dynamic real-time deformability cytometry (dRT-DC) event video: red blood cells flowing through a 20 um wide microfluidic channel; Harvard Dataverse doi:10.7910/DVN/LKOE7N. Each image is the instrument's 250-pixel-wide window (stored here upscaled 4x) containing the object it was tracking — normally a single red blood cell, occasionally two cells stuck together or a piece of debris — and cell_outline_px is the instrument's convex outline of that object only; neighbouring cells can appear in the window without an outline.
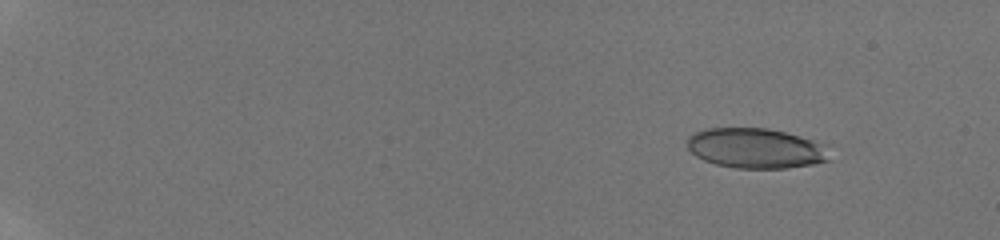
{"species": "human", "species_latin": "Homo sapiens", "temperature_condition": "room temperature", "stored_images_in_passage": 26, "camera_frame_rate_fps": 3000, "um_per_image_px": 0.085, "donor": {"sex": "male"}, "frame": {"image": 1, "passage_image": 1, "time_ms": 0.0, "image_size_px": [1000, 240], "cell_outline_px": [[832, 160], [812, 164], [788, 168], [736, 168], [716, 164], [704, 160], [696, 156], [688, 148], [688, 136], [692, 132], [704, 128], [768, 128], [784, 132], [812, 140], [820, 144]], "centroid_in_image_um": [64.17, 12.6], "position_along_channel_um": 20.8, "area_um2": 33.0}}
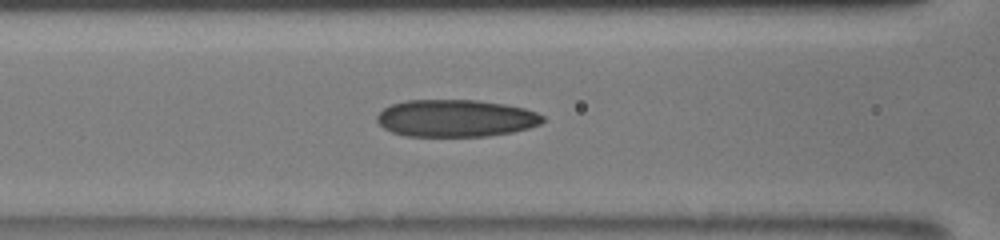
{"frame": {"image": 2, "passage_image": 21, "time_ms": 6.667, "image_size_px": [1000, 240], "cell_outline_px": [[544, 120], [540, 124], [528, 128], [512, 132], [488, 136], [404, 136], [392, 132], [384, 128], [376, 120], [376, 116], [384, 108], [392, 104], [408, 100], [476, 100], [504, 104], [524, 108], [536, 112], [544, 116]], "centroid_in_image_um": [38.73, 10.05], "position_along_channel_um": 127.9, "area_um2": 35.95}}
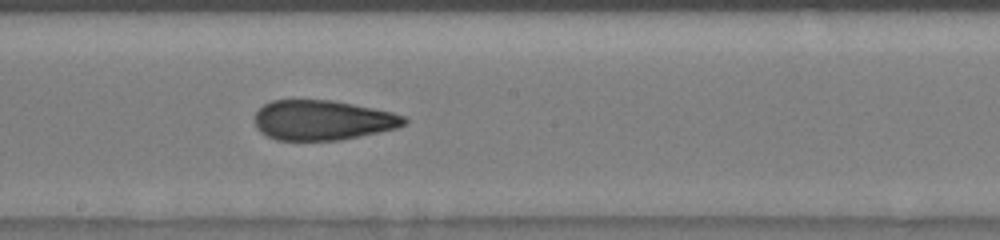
{"frame": {"image": 3, "passage_image": 26, "time_ms": 8.333, "image_size_px": [1000, 240], "cell_outline_px": [[408, 120], [404, 124], [396, 128], [360, 136], [340, 140], [276, 140], [260, 132], [256, 128], [252, 116], [264, 104], [272, 100], [332, 100], [392, 112], [404, 116]], "centroid_in_image_um": [27.37, 10.21], "position_along_channel_um": 220.8, "area_um2": 34.8}}